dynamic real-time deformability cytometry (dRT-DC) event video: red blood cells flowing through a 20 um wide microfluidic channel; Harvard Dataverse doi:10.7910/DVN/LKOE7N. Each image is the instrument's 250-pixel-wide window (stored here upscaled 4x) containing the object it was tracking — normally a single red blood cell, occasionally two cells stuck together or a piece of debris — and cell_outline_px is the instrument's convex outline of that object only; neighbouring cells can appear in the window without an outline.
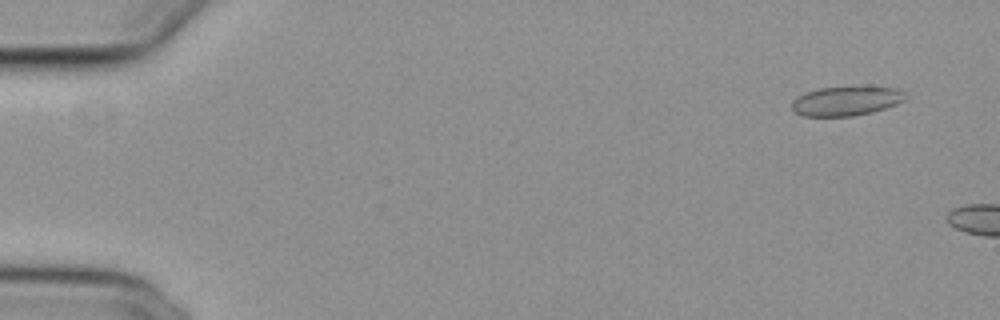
{"species": "common noctule bat (a hibernating species)", "species_latin": "Nyctalus noctula", "temperature_condition": "cold", "stored_images_in_passage": 8, "camera_frame_rate_fps": 3000, "um_per_image_px": 0.085, "animal": {"sex": "female", "body_mass_g": 29.2, "forearm_length_mm": 56.3}, "frame": {"image": 1, "passage_image": 4, "time_ms": 1.0, "image_size_px": [1000, 320], "cell_outline_px": [[904, 100], [896, 104], [872, 112], [852, 116], [804, 116], [796, 112], [792, 108], [792, 100], [808, 92], [820, 88], [852, 84], [856, 84], [896, 88], [904, 92]], "centroid_in_image_um": [71.95, 8.54], "position_along_channel_um": 13.0, "area_um2": 19.83}}